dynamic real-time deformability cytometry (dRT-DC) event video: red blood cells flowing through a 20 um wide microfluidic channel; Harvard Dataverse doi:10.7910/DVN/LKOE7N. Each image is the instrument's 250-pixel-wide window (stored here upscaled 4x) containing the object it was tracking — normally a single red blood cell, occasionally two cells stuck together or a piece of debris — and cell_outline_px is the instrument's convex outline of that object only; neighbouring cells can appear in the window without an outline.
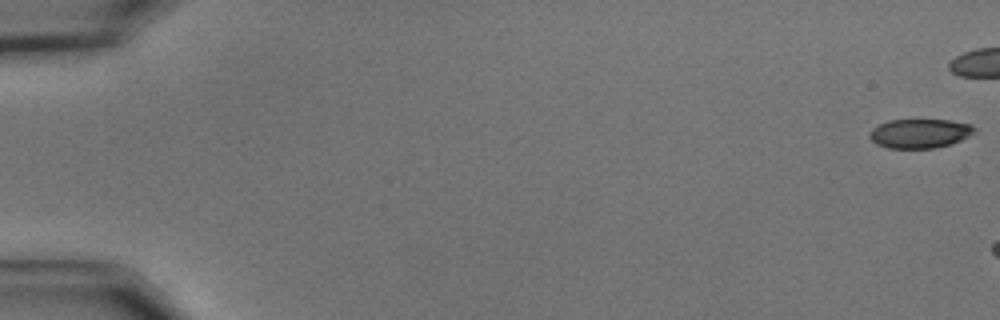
{"species": "common noctule bat (a hibernating species)", "species_latin": "Nyctalus noctula", "temperature_condition": "cold", "stored_images_in_passage": 7, "camera_frame_rate_fps": 3000, "um_per_image_px": 0.085, "animal": {"sex": "male", "body_mass_g": 15.6}, "frame": {"image": 1, "passage_image": 1, "time_ms": 0.0, "image_size_px": [1000, 320], "cell_outline_px": [[976, 128], [968, 136], [952, 144], [936, 148], [888, 148], [876, 144], [868, 136], [872, 128], [888, 120], [948, 120], [972, 124]], "centroid_in_image_um": [78.17, 11.34], "position_along_channel_um": 6.8, "area_um2": 17.8}}